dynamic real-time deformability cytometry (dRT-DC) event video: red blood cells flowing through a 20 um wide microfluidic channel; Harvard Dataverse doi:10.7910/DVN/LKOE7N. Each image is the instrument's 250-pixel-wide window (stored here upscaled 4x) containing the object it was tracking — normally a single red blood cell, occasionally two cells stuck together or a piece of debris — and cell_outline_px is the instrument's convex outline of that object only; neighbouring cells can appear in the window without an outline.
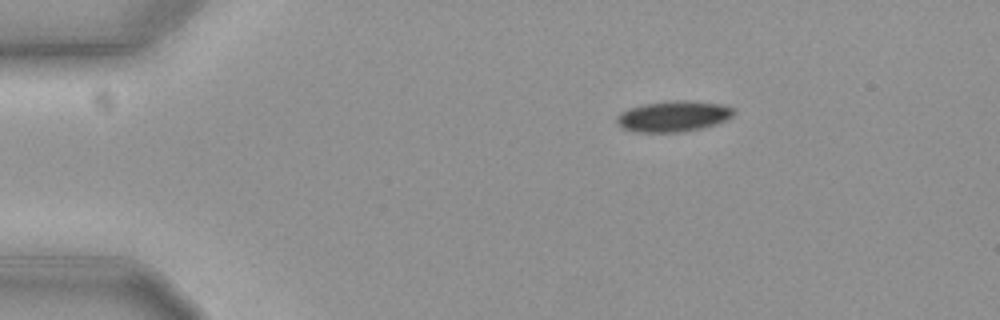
{"species": "common noctule bat (a hibernating species)", "species_latin": "Nyctalus noctula", "temperature_condition": "cold", "stored_images_in_passage": 48, "camera_frame_rate_fps": 3000, "um_per_image_px": 0.085, "animal": {"sex": "female", "body_mass_g": 19.3, "forearm_length_mm": 54.1}, "frame": {"image": 1, "passage_image": 1, "time_ms": 0.0, "image_size_px": [1000, 320], "cell_outline_px": [[736, 112], [732, 116], [716, 124], [700, 128], [676, 132], [640, 132], [624, 128], [616, 120], [616, 116], [632, 108], [644, 104], [672, 100], [688, 100], [724, 104], [732, 108]], "centroid_in_image_um": [57.29, 9.87], "position_along_channel_um": 27.7, "area_um2": 20.63}}
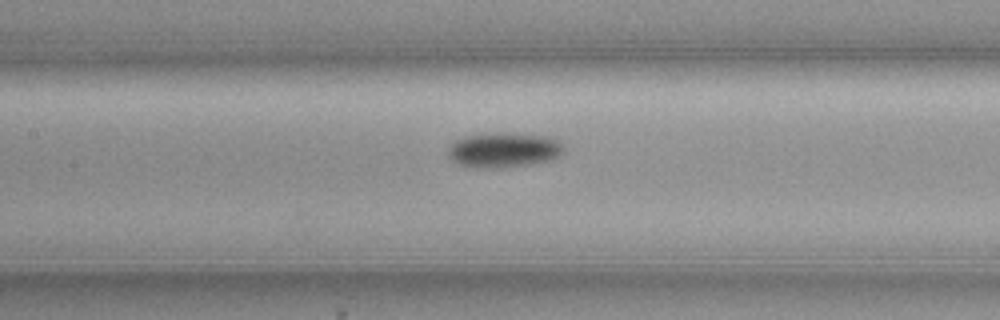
{"frame": {"image": 2, "passage_image": 18, "time_ms": 5.667, "image_size_px": [1000, 320], "cell_outline_px": [[564, 152], [560, 156], [552, 160], [532, 164], [496, 168], [476, 168], [460, 164], [452, 160], [448, 156], [448, 148], [456, 140], [464, 136], [492, 132], [504, 132], [548, 136], [556, 140], [564, 148]], "centroid_in_image_um": [42.82, 12.74], "position_along_channel_um": 164.6, "area_um2": 23.81}}
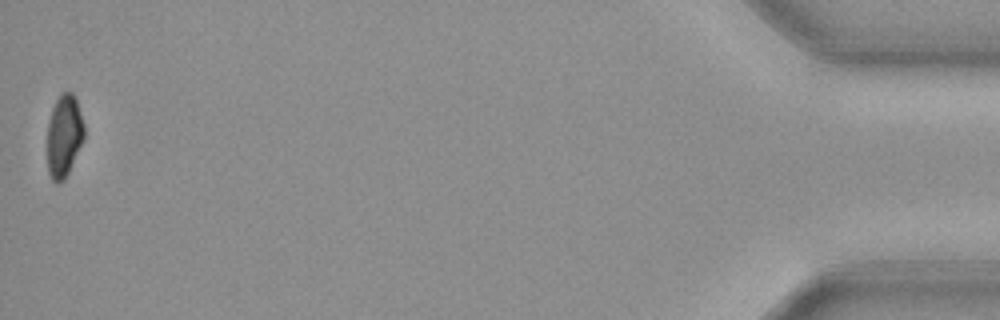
{"frame": {"image": 3, "passage_image": 48, "time_ms": 15.667, "image_size_px": [1000, 320], "cell_outline_px": [[84, 136], [68, 172], [64, 180], [56, 184], [52, 180], [48, 172], [48, 124], [52, 108], [60, 92], [72, 92], [76, 96], [84, 124]], "centroid_in_image_um": [5.44, 11.5], "position_along_channel_um": 429.8, "area_um2": 17.57}, "authors_computed_cell_mechanics": {"area_um2": 21.1548, "velocity_mm_per_s": 3.6492, "shape_relaxation_time_tau1_ms": 3.1614, "shape_relaxation_time_tau2_ms": null, "deformation_change_tau1": 0.0808, "deformation_change_tau2": null}}